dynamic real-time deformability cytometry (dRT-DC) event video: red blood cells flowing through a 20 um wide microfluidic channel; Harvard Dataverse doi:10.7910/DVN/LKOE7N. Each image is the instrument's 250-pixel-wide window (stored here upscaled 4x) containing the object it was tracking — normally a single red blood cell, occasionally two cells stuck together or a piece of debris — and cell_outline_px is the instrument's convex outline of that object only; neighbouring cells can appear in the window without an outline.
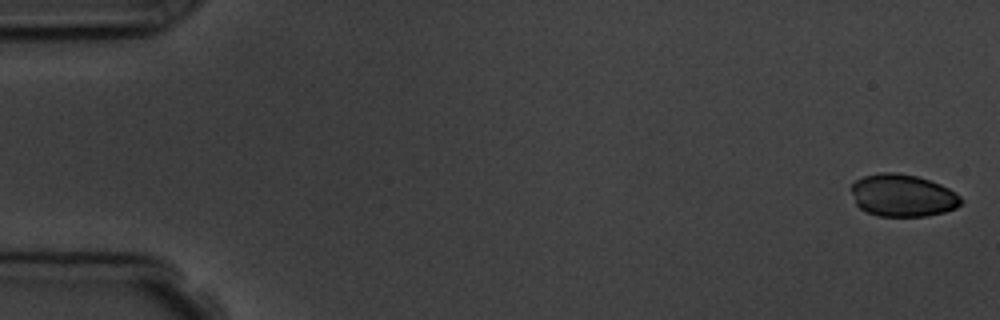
{"species": "common noctule bat (a hibernating species)", "species_latin": "Nyctalus noctula", "temperature_condition": "room temperature", "stored_images_in_passage": 7, "camera_frame_rate_fps": 3000, "um_per_image_px": 0.085, "animal": {"sex": "male", "body_mass_g": 19.5, "forearm_length_mm": 54.6}, "frame": {"image": 1, "passage_image": 1, "time_ms": 0.0, "image_size_px": [1000, 320], "cell_outline_px": [[964, 200], [956, 208], [944, 212], [924, 216], [880, 216], [868, 212], [860, 208], [856, 204], [852, 192], [852, 184], [856, 180], [864, 176], [880, 172], [896, 172], [916, 176], [940, 184], [956, 192]], "centroid_in_image_um": [76.74, 16.61], "position_along_channel_um": 8.3, "area_um2": 26.99}}